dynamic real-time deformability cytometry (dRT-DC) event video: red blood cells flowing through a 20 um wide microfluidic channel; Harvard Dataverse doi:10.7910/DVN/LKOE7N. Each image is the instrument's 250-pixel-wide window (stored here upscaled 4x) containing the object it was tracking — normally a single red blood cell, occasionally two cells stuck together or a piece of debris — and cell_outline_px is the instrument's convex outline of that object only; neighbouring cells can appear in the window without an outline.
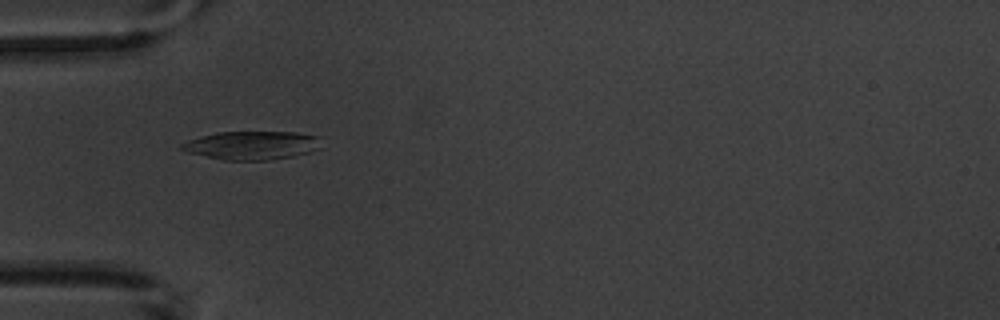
{"species": "common noctule bat (a hibernating species)", "species_latin": "Nyctalus noctula", "temperature_condition": "warm", "stored_images_in_passage": 6, "camera_frame_rate_fps": 3000, "um_per_image_px": 0.085, "animal": {"sex": "male", "body_mass_g": 20.1, "forearm_length_mm": 53.5}, "frame": {"image": 1, "passage_image": 5, "time_ms": 4.667, "image_size_px": [1000, 320], "cell_outline_px": [[324, 136], [320, 148], [308, 152], [292, 156], [272, 160], [224, 160], [188, 152], [180, 148], [180, 144], [188, 140], [200, 136], [216, 132], [296, 132]], "centroid_in_image_um": [21.47, 12.34], "position_along_channel_um": 63.5, "area_um2": 23.41}}